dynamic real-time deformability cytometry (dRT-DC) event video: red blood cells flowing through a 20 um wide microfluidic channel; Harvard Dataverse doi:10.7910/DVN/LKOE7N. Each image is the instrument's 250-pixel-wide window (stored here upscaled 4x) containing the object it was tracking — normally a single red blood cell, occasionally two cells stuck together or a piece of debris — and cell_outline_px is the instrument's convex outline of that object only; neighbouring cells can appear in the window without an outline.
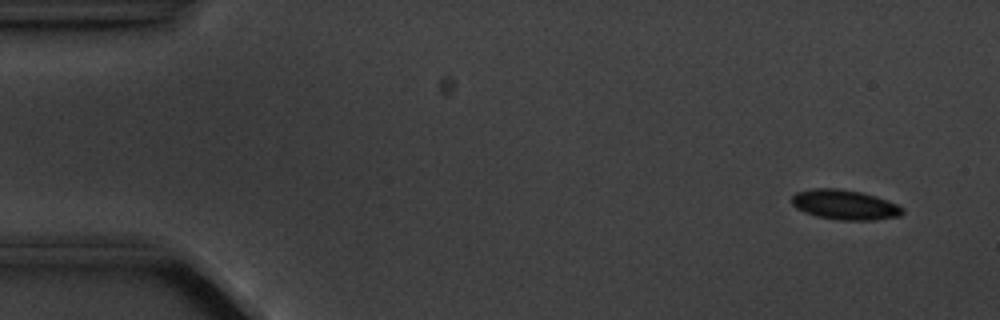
{"species": "common noctule bat (a hibernating species)", "species_latin": "Nyctalus noctula", "temperature_condition": "cold", "stored_images_in_passage": 7, "camera_frame_rate_fps": 3000, "um_per_image_px": 0.085, "animal": {"sex": "male", "body_mass_g": 20.1, "forearm_length_mm": 53.5}, "frame": {"image": 1, "passage_image": 1, "time_ms": 0.0, "image_size_px": [1000, 320], "cell_outline_px": [[904, 212], [900, 216], [872, 220], [840, 220], [816, 216], [804, 212], [796, 208], [792, 204], [792, 196], [796, 192], [812, 188], [836, 188], [860, 192], [876, 196], [896, 204], [904, 208]], "centroid_in_image_um": [71.79, 17.4], "position_along_channel_um": 13.2, "area_um2": 19.25}}
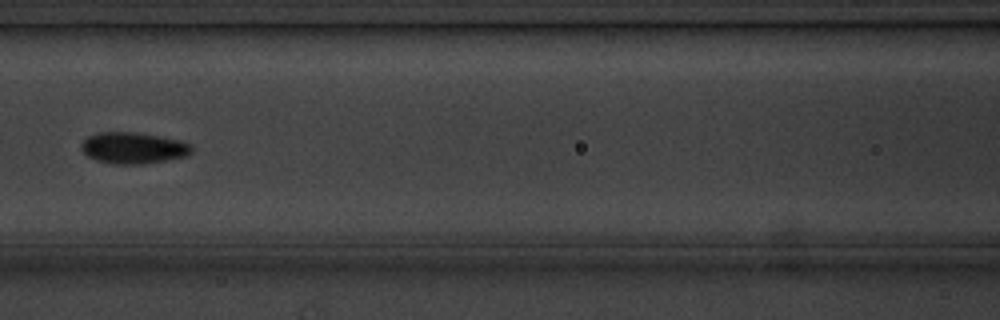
{"frame": {"image": 2, "passage_image": 7, "time_ms": 7.0, "image_size_px": [1000, 320], "cell_outline_px": [[192, 152], [188, 156], [144, 164], [112, 164], [96, 160], [88, 156], [80, 148], [80, 144], [88, 136], [100, 132], [136, 132], [160, 136], [192, 144]], "centroid_in_image_um": [11.33, 12.58], "position_along_channel_um": 155.3, "area_um2": 20.23}}